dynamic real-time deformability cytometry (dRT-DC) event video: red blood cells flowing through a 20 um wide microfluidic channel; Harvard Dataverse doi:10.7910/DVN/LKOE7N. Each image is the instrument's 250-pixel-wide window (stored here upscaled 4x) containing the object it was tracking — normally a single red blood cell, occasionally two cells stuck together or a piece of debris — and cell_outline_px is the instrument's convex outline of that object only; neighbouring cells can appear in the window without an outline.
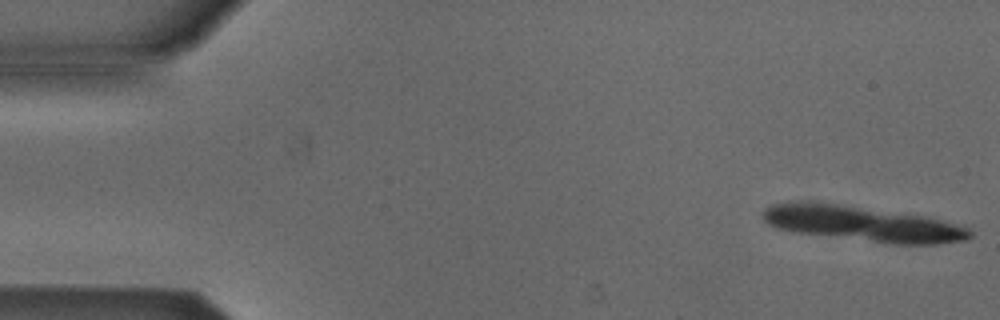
{"species": "Egyptian fruit bat (a non-hibernating species)", "species_latin": "Rousettus aegyptiacus", "temperature_condition": "cold", "stored_images_in_passage": 10, "camera_frame_rate_fps": 3000, "um_per_image_px": 0.085, "animal": {"sex": "male"}, "frame": {"image": 1, "passage_image": 1, "time_ms": 0.0, "image_size_px": [1000, 320], "cell_outline_px": [[972, 236], [964, 240], [932, 244], [896, 244], [800, 232], [780, 228], [764, 220], [764, 208], [772, 204], [784, 200], [812, 200], [920, 216], [940, 220], [968, 228], [972, 232]], "centroid_in_image_um": [73.24, 18.98], "position_along_channel_um": 11.8, "area_um2": 41.73}}